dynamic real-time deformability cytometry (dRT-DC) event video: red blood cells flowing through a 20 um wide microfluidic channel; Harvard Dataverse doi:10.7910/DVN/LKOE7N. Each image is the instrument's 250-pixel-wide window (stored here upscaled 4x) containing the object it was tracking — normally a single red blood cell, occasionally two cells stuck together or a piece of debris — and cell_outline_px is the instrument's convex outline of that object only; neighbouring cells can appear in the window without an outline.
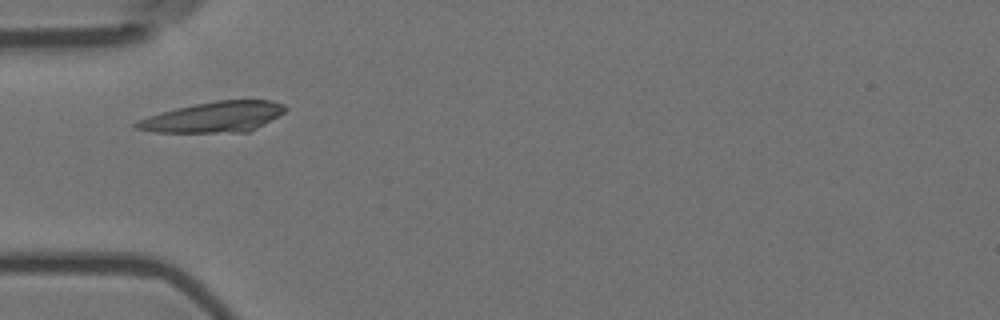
{"species": "Egyptian fruit bat (a non-hibernating species)", "species_latin": "Rousettus aegyptiacus", "temperature_condition": "room temperature", "stored_images_in_passage": 2, "camera_frame_rate_fps": 3000, "um_per_image_px": 0.085, "animal": {"sex": "female"}, "frame": {"image": 1, "passage_image": 1, "time_ms": 0.0, "image_size_px": [1000, 320], "cell_outline_px": [[288, 108], [284, 112], [264, 124], [248, 132], [156, 132], [136, 128], [132, 124], [148, 116], [160, 112], [176, 108], [216, 100], [272, 100], [284, 104]], "centroid_in_image_um": [18.2, 9.94], "position_along_channel_um": 66.8, "area_um2": 26.3}}
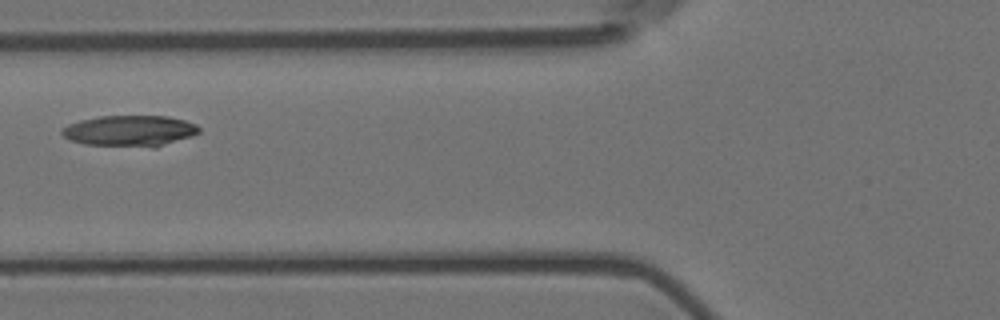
{"frame": {"image": 2, "passage_image": 2, "time_ms": 0.333, "image_size_px": [1000, 320], "cell_outline_px": [[200, 132], [192, 136], [156, 148], [152, 148], [84, 144], [68, 140], [60, 132], [68, 124], [80, 120], [100, 116], [168, 116], [184, 120], [196, 124], [200, 128]], "centroid_in_image_um": [11.05, 11.13], "position_along_channel_um": 114.7, "area_um2": 25.09}}